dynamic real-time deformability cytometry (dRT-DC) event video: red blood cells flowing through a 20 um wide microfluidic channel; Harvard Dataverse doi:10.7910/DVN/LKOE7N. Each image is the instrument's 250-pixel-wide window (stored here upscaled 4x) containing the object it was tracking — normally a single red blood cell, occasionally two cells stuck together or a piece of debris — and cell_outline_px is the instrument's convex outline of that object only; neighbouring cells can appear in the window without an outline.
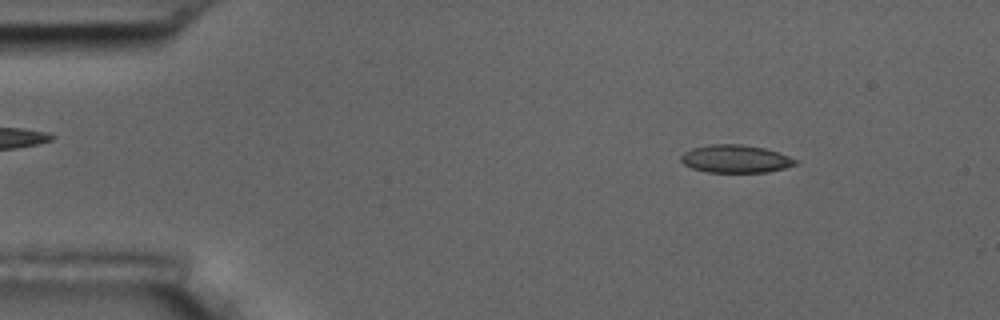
{"species": "common noctule bat (a hibernating species)", "species_latin": "Nyctalus noctula", "temperature_condition": "room temperature", "stored_images_in_passage": 55, "camera_frame_rate_fps": 3000, "um_per_image_px": 0.085, "animal": {"sex": "male", "body_mass_g": 17.5, "forearm_length_mm": 52.3}, "frame": {"image": 1, "passage_image": 7, "time_ms": 2.0, "image_size_px": [1000, 320], "cell_outline_px": [[800, 160], [796, 164], [784, 168], [768, 172], [704, 172], [692, 168], [684, 164], [680, 160], [680, 156], [684, 152], [692, 148], [708, 144], [740, 144], [764, 148]], "centroid_in_image_um": [62.49, 13.5], "position_along_channel_um": 22.5, "area_um2": 18.61}}
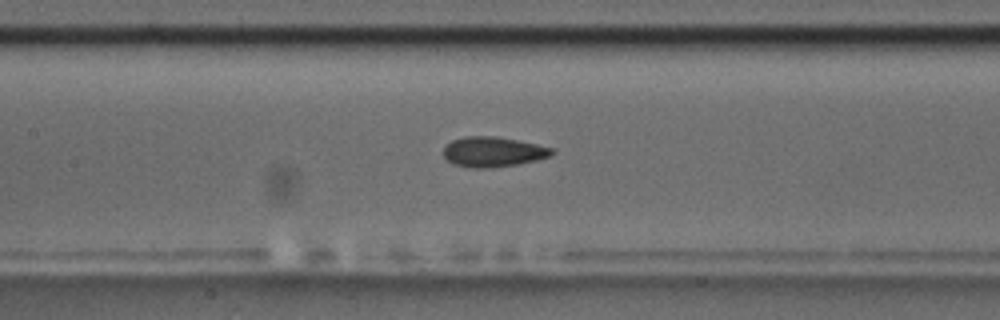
{"frame": {"image": 2, "passage_image": 25, "time_ms": 8.0, "image_size_px": [1000, 320], "cell_outline_px": [[556, 152], [548, 156], [536, 160], [520, 164], [492, 168], [472, 168], [452, 164], [444, 160], [444, 144], [452, 140], [464, 136], [496, 136], [536, 144], [552, 148]], "centroid_in_image_um": [41.85, 12.91], "position_along_channel_um": 165.5, "area_um2": 19.25}}
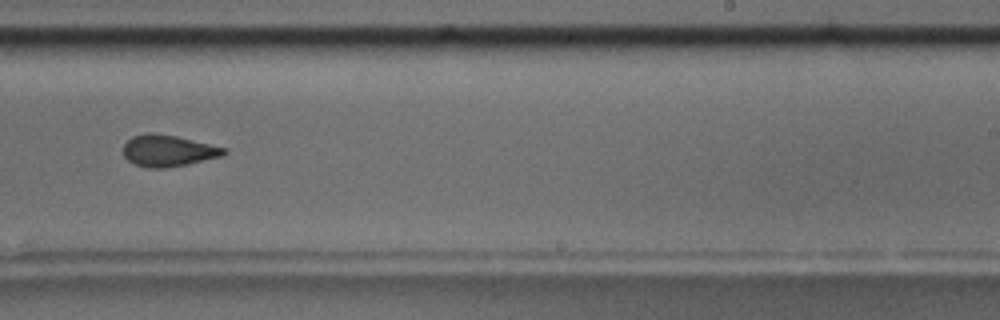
{"frame": {"image": 3, "passage_image": 34, "time_ms": 11.0, "image_size_px": [1000, 320], "cell_outline_px": [[228, 152], [220, 156], [184, 164], [164, 168], [148, 168], [136, 164], [128, 160], [124, 156], [124, 144], [132, 136], [148, 132], [156, 132], [176, 136], [228, 148]], "centroid_in_image_um": [14.28, 12.79], "position_along_channel_um": 274.7, "area_um2": 18.32}, "authors_computed_cell_mechanics": {"area_um2": 18.9006, "velocity_mm_per_s": 3.6548, "shape_relaxation_time_tau1_ms": 7.4381, "shape_relaxation_time_tau2_ms": 2.5943, "deformation_change_tau1": 0.1375, "deformation_change_tau2": 0.0895}}